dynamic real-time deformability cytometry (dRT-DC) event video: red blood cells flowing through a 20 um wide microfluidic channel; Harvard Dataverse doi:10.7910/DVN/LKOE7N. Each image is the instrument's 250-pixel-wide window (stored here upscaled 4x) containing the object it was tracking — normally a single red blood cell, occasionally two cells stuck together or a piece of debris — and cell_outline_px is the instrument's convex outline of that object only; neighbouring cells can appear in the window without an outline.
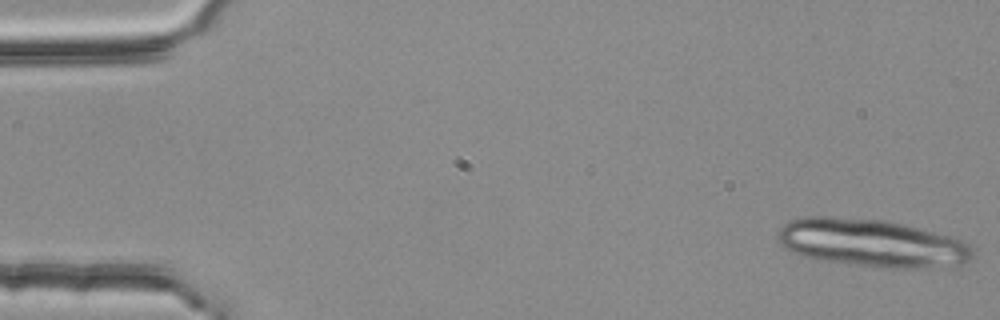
{"species": "common noctule bat (a hibernating species)", "species_latin": "Nyctalus noctula", "temperature_condition": "room temperature", "stored_images_in_passage": 5, "camera_frame_rate_fps": 3000, "um_per_image_px": 0.085, "animal": {"sex": "female", "body_mass_g": 25.1}, "frame": {"image": 1, "passage_image": 1, "time_ms": 0.0, "image_size_px": [1000, 320], "cell_outline_px": [[972, 256], [968, 260], [960, 264], [908, 268], [820, 260], [800, 256], [784, 248], [776, 240], [776, 232], [788, 220], [804, 216], [824, 216], [884, 220], [964, 240], [972, 244]], "centroid_in_image_um": [73.99, 20.62], "position_along_channel_um": 11.0, "area_um2": 53.47}}